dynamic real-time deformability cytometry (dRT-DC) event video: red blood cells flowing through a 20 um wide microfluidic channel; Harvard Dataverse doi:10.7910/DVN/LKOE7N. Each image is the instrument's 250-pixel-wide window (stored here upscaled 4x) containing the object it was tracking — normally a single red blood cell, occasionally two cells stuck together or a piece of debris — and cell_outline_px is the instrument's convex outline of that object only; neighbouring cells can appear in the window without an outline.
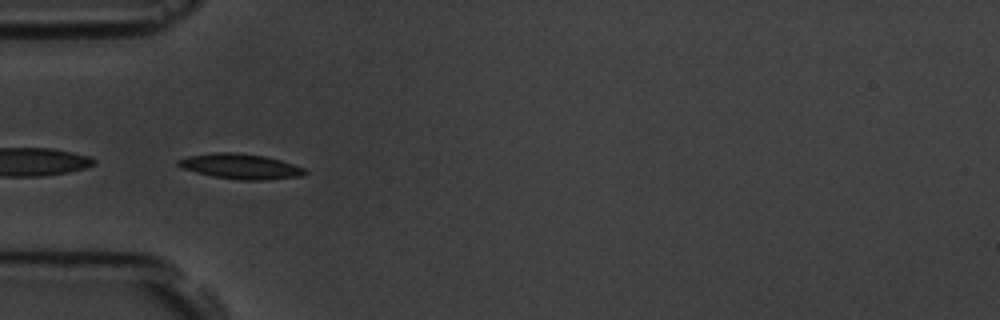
{"species": "common noctule bat (a hibernating species)", "species_latin": "Nyctalus noctula", "temperature_condition": "room temperature", "stored_images_in_passage": 6, "camera_frame_rate_fps": 3000, "um_per_image_px": 0.085, "animal": {"sex": "male", "body_mass_g": 19.5, "forearm_length_mm": 54.6}, "frame": {"image": 1, "passage_image": 5, "time_ms": 5.667, "image_size_px": [1000, 320], "cell_outline_px": [[308, 172], [304, 176], [264, 180], [240, 180], [212, 176], [180, 168], [176, 164], [176, 160], [188, 156], [212, 152], [236, 152], [264, 156], [280, 160], [304, 168]], "centroid_in_image_um": [20.42, 14.14], "position_along_channel_um": 64.6, "area_um2": 18.73}}